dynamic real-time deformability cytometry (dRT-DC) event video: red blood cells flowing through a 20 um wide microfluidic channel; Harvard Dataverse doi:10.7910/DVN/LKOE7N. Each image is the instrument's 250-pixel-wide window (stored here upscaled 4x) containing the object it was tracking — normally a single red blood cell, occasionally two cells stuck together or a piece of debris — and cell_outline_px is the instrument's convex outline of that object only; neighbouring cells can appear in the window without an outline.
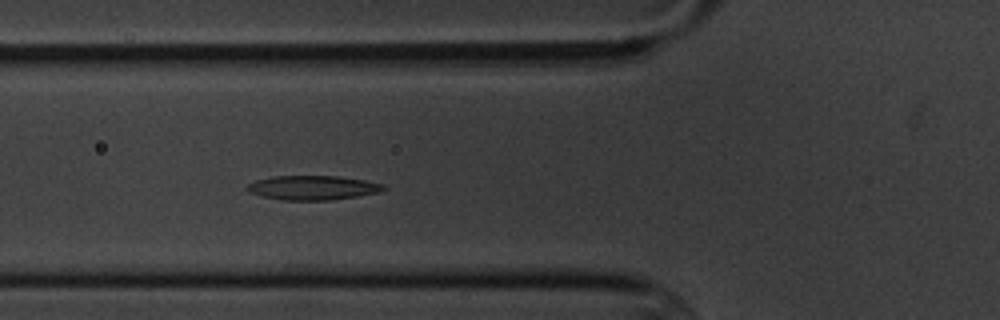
{"species": "common noctule bat (a hibernating species)", "species_latin": "Nyctalus noctula", "temperature_condition": "cold", "stored_images_in_passage": 8, "camera_frame_rate_fps": 3000, "um_per_image_px": 0.085, "animal": {"sex": "male", "body_mass_g": 20.1, "forearm_length_mm": 53.5}, "frame": {"image": 1, "passage_image": 8, "time_ms": 8.0, "image_size_px": [1000, 320], "cell_outline_px": [[388, 188], [380, 192], [356, 196], [328, 200], [280, 200], [248, 192], [244, 188], [248, 184], [256, 180], [272, 176], [336, 176], [364, 180], [384, 184]], "centroid_in_image_um": [26.57, 15.95], "position_along_channel_um": 99.2, "area_um2": 19.31}}